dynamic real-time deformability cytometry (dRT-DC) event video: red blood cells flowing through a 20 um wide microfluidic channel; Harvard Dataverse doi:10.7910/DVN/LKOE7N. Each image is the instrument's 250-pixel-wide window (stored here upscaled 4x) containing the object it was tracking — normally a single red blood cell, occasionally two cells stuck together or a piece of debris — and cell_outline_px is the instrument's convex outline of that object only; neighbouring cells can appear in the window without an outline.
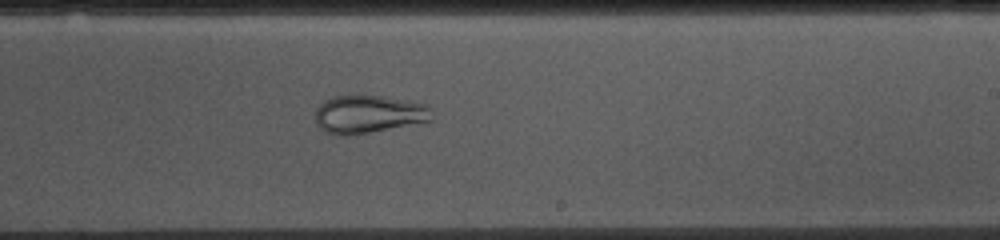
{"species": "common noctule bat (a hibernating species)", "species_latin": "Nyctalus noctula", "temperature_condition": "cold", "stored_images_in_passage": 53, "camera_frame_rate_fps": 3000, "um_per_image_px": 0.085, "animal": {"sex": "female", "body_mass_g": 10.0, "forearm_length_mm": 53.1}, "frame": {"image": 1, "passage_image": 31, "time_ms": 10.0, "image_size_px": [1000, 240], "cell_outline_px": [[432, 120], [348, 136], [336, 136], [324, 132], [316, 124], [316, 108], [324, 100], [332, 96], [380, 96], [404, 100], [424, 104], [432, 108]], "centroid_in_image_um": [31.27, 9.72], "position_along_channel_um": 257.7, "area_um2": 25.66}}
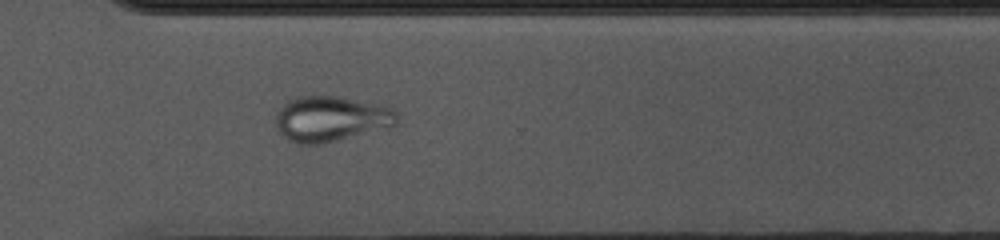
{"frame": {"image": 2, "passage_image": 38, "time_ms": 12.333, "image_size_px": [1000, 240], "cell_outline_px": [[396, 128], [320, 144], [300, 144], [288, 140], [276, 128], [276, 112], [288, 100], [296, 96], [336, 96], [372, 104], [388, 108], [396, 112]], "centroid_in_image_um": [28.12, 10.13], "position_along_channel_um": 342.5, "area_um2": 32.19}}
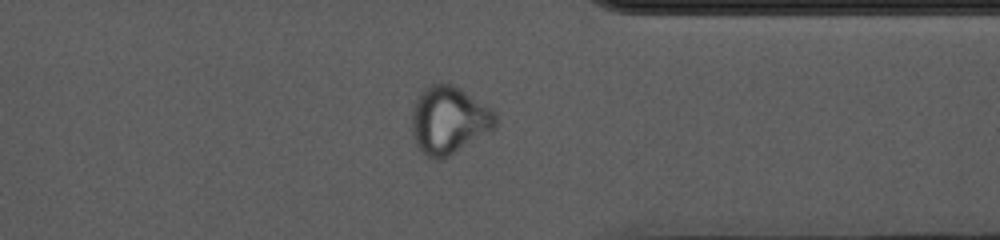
{"frame": {"image": 3, "passage_image": 41, "time_ms": 13.333, "image_size_px": [1000, 240], "cell_outline_px": [[496, 128], [448, 156], [440, 160], [436, 160], [428, 156], [416, 144], [412, 136], [412, 108], [420, 92], [424, 88], [440, 80], [452, 84], [492, 108], [496, 112]], "centroid_in_image_um": [38.15, 10.18], "position_along_channel_um": 373.2, "area_um2": 33.06}}